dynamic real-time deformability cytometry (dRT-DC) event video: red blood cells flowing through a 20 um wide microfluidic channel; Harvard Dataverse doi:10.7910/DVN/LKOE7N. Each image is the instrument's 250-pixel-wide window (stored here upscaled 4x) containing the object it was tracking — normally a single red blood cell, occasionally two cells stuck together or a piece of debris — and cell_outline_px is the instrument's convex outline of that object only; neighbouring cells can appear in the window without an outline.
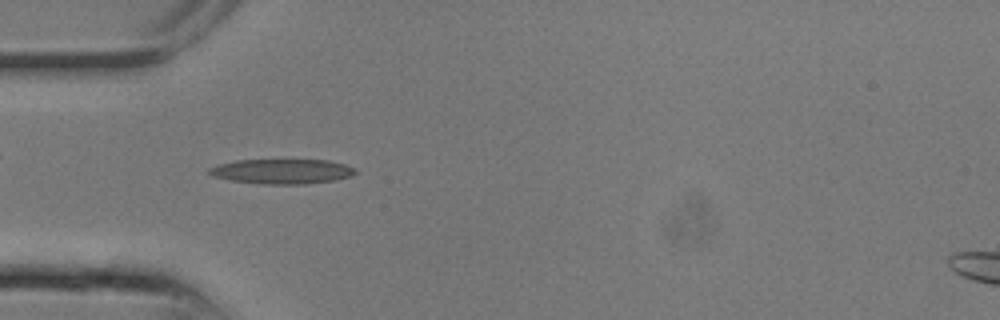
{"species": "common noctule bat (a hibernating species)", "species_latin": "Nyctalus noctula", "temperature_condition": "room temperature", "stored_images_in_passage": 6, "camera_frame_rate_fps": 3000, "um_per_image_px": 0.085, "animal": {"sex": "male", "body_mass_g": 13.3}, "frame": {"image": 1, "passage_image": 2, "time_ms": 0.333, "image_size_px": [1000, 320], "cell_outline_px": [[356, 172], [352, 176], [336, 180], [308, 184], [260, 184], [232, 180], [212, 176], [208, 172], [208, 168], [216, 164], [236, 160], [328, 160], [344, 164], [356, 168]], "centroid_in_image_um": [23.97, 14.57], "position_along_channel_um": 61.0, "area_um2": 21.33}}
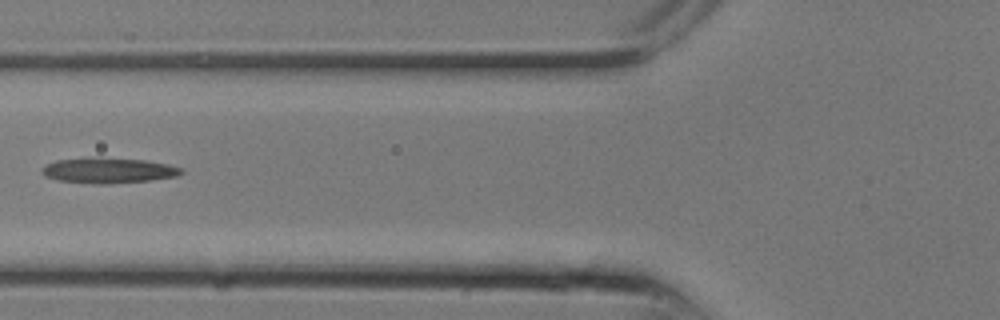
{"frame": {"image": 2, "passage_image": 4, "time_ms": 1.0, "image_size_px": [1000, 320], "cell_outline_px": [[184, 172], [180, 176], [152, 180], [104, 184], [96, 184], [60, 180], [44, 176], [40, 172], [40, 168], [56, 160], [144, 160], [168, 164], [184, 168]], "centroid_in_image_um": [9.3, 14.54], "position_along_channel_um": 116.5, "area_um2": 19.77}}
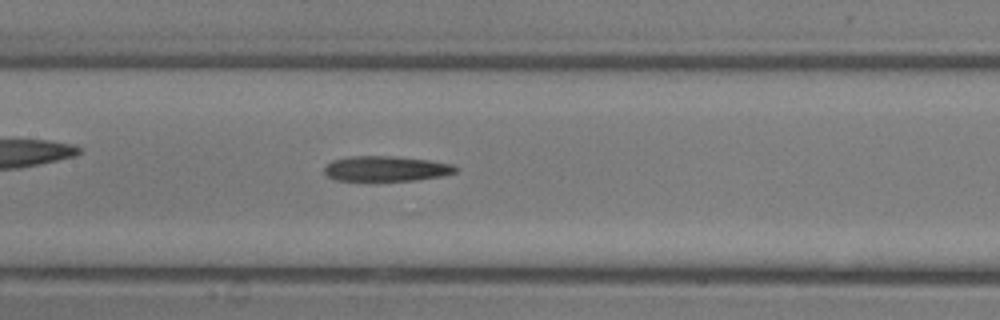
{"frame": {"image": 3, "passage_image": 6, "time_ms": 1.667, "image_size_px": [1000, 320], "cell_outline_px": [[460, 168], [456, 172], [440, 176], [416, 180], [336, 180], [328, 176], [324, 172], [324, 168], [332, 160], [348, 156], [392, 156], [428, 160], [452, 164]], "centroid_in_image_um": [32.82, 14.33], "position_along_channel_um": 174.6, "area_um2": 19.13}}